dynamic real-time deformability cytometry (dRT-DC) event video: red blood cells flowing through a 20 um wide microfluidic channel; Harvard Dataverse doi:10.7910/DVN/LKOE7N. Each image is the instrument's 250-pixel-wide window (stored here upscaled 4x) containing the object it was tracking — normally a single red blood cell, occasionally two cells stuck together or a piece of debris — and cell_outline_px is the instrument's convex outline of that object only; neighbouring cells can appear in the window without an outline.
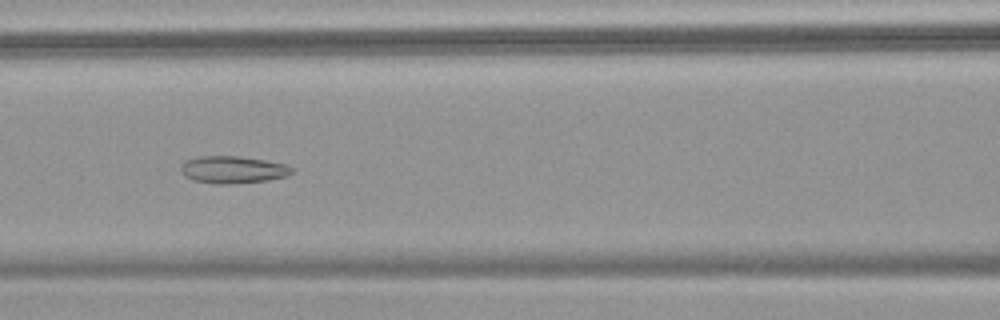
{"species": "common noctule bat (a hibernating species)", "species_latin": "Nyctalus noctula", "temperature_condition": "warm", "stored_images_in_passage": 45, "camera_frame_rate_fps": 3000, "um_per_image_px": 0.085, "animal": {"sex": "female", "body_mass_g": 18.4}, "frame": {"image": 1, "passage_image": 15, "time_ms": 4.667, "image_size_px": [1000, 320], "cell_outline_px": [[296, 168], [288, 176], [268, 180], [228, 184], [212, 184], [192, 180], [184, 176], [180, 172], [180, 164], [184, 160], [196, 156], [240, 156], [264, 160], [284, 164]], "centroid_in_image_um": [19.74, 14.42], "position_along_channel_um": 146.9, "area_um2": 17.98}}
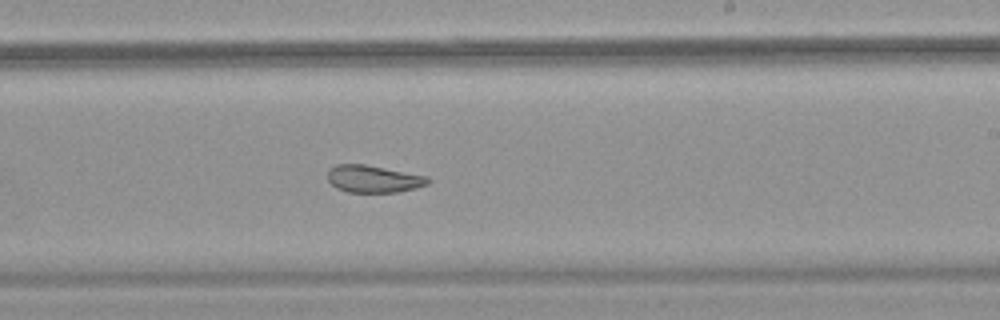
{"frame": {"image": 2, "passage_image": 24, "time_ms": 7.667, "image_size_px": [1000, 320], "cell_outline_px": [[432, 180], [428, 184], [416, 188], [400, 192], [348, 192], [336, 188], [328, 180], [328, 168], [336, 164], [364, 164], [428, 176]], "centroid_in_image_um": [31.76, 15.21], "position_along_channel_um": 257.2, "area_um2": 16.07}}
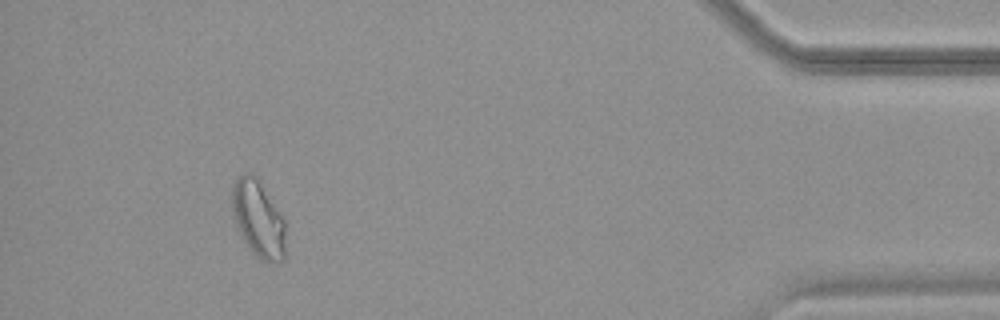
{"frame": {"image": 3, "passage_image": 41, "time_ms": 13.333, "image_size_px": [1000, 320], "cell_outline_px": [[284, 260], [268, 264], [260, 260], [252, 252], [240, 236], [232, 212], [232, 184], [236, 176], [244, 172], [252, 172], [256, 176], [280, 212], [284, 220]], "centroid_in_image_um": [21.92, 18.59], "position_along_channel_um": 413.3, "area_um2": 24.22}, "authors_computed_cell_mechanics": {"area_um2": 19.652, "velocity_mm_per_s": 3.7038, "shape_relaxation_time_tau1_ms": null, "shape_relaxation_time_tau2_ms": 2.0356, "deformation_change_tau1": null, "deformation_change_tau2": 0.0841}}